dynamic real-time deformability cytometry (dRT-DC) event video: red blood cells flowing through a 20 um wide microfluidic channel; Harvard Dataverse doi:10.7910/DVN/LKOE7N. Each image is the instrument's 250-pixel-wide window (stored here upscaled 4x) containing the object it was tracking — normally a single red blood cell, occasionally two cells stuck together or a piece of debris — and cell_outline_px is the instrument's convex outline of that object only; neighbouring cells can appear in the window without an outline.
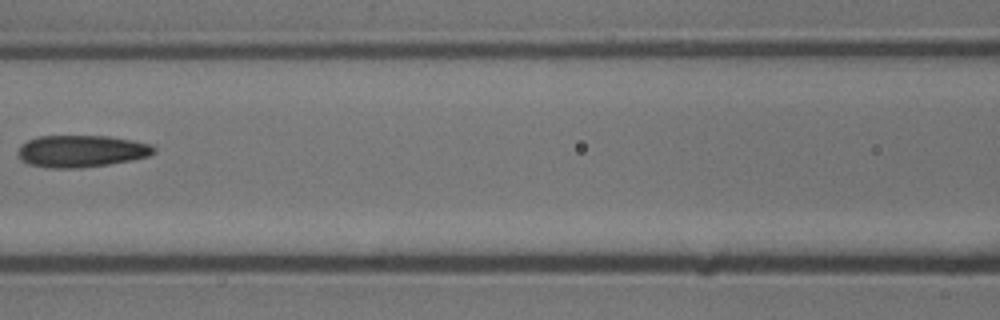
{"species": "common noctule bat (a hibernating species)", "species_latin": "Nyctalus noctula", "temperature_condition": "cold", "stored_images_in_passage": 4, "camera_frame_rate_fps": 3000, "um_per_image_px": 0.085, "animal": {"sex": "male", "body_mass_g": 13.3}, "frame": {"image": 1, "passage_image": 4, "time_ms": 1.0, "image_size_px": [1000, 320], "cell_outline_px": [[156, 152], [148, 156], [132, 160], [108, 164], [80, 168], [48, 168], [28, 164], [20, 160], [16, 152], [20, 144], [36, 136], [108, 136], [132, 140], [152, 144], [156, 148]], "centroid_in_image_um": [6.88, 12.85], "position_along_channel_um": 159.7, "area_um2": 25.66}}